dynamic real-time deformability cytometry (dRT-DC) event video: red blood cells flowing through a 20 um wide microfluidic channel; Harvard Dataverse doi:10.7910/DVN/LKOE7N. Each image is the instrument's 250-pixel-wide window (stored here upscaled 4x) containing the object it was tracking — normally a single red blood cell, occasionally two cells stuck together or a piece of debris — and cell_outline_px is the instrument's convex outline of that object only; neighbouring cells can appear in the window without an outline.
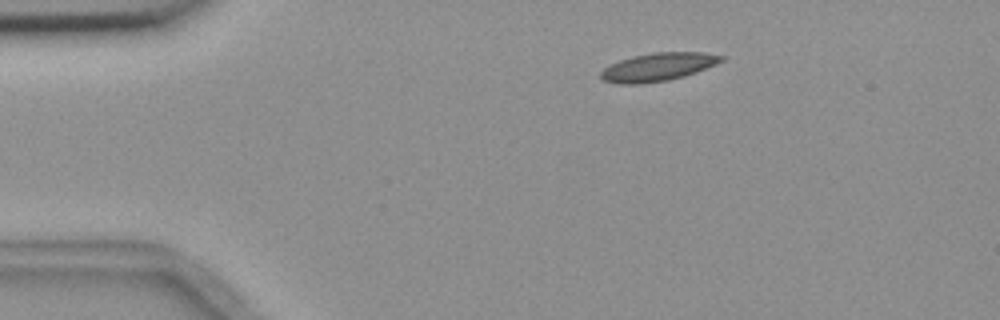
{"species": "common noctule bat (a hibernating species)", "species_latin": "Nyctalus noctula", "temperature_condition": "room temperature", "stored_images_in_passage": 3, "camera_frame_rate_fps": 3000, "um_per_image_px": 0.085, "animal": {"sex": "female", "body_mass_g": 18.4}, "frame": {"image": 1, "passage_image": 3, "time_ms": 2.333, "image_size_px": [1000, 320], "cell_outline_px": [[724, 60], [716, 64], [696, 72], [684, 76], [668, 80], [640, 84], [620, 84], [604, 80], [600, 76], [600, 72], [608, 64], [632, 56], [652, 52], [704, 52], [724, 56]], "centroid_in_image_um": [55.91, 5.68], "position_along_channel_um": 29.1, "area_um2": 19.83}}